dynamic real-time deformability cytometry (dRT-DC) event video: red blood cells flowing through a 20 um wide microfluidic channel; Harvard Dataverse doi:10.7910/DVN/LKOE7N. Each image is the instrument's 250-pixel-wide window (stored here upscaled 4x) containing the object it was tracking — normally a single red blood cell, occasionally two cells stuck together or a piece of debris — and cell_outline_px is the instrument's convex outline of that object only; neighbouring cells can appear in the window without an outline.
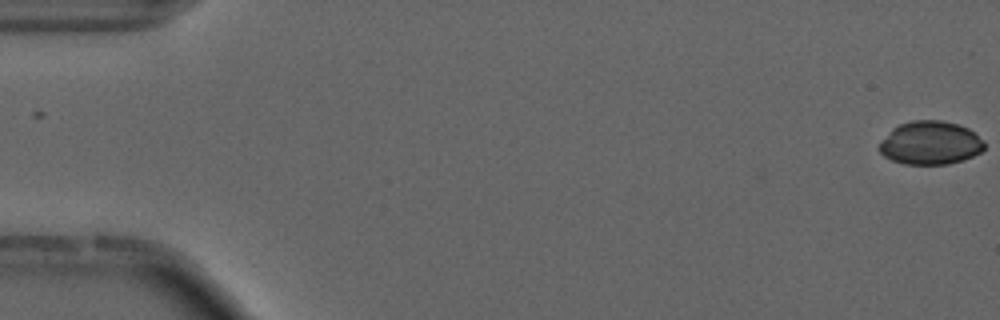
{"species": "common noctule bat (a hibernating species)", "species_latin": "Nyctalus noctula", "temperature_condition": "cold", "stored_images_in_passage": 56, "camera_frame_rate_fps": 3000, "um_per_image_px": 0.085, "animal": {"sex": "male", "forearm_length_mm": 52.5}, "frame": {"image": 1, "passage_image": 1, "time_ms": 0.0, "image_size_px": [1000, 320], "cell_outline_px": [[984, 148], [980, 152], [972, 156], [948, 164], [904, 164], [892, 160], [884, 156], [880, 152], [880, 140], [892, 128], [900, 124], [912, 120], [940, 120], [960, 124], [968, 128], [984, 140]], "centroid_in_image_um": [79.07, 12.13], "position_along_channel_um": 5.9, "area_um2": 26.59}}
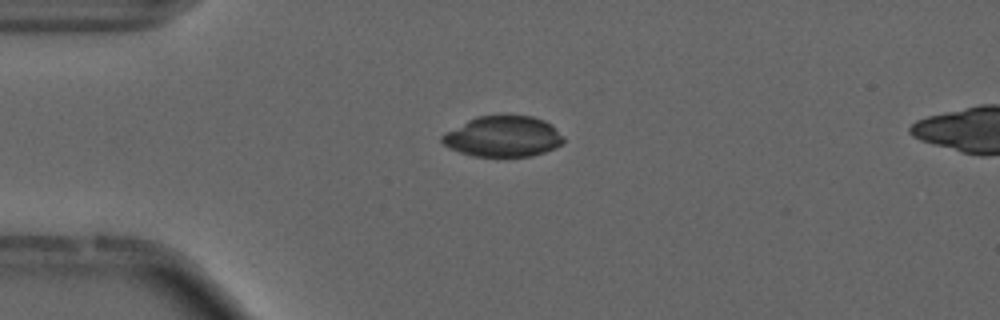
{"frame": {"image": 2, "passage_image": 14, "time_ms": 4.333, "image_size_px": [1000, 320], "cell_outline_px": [[564, 140], [556, 148], [532, 156], [472, 156], [448, 148], [440, 140], [440, 136], [444, 132], [476, 116], [532, 116], [544, 120], [552, 124], [564, 136]], "centroid_in_image_um": [42.75, 11.6], "position_along_channel_um": 42.3, "area_um2": 28.96}}